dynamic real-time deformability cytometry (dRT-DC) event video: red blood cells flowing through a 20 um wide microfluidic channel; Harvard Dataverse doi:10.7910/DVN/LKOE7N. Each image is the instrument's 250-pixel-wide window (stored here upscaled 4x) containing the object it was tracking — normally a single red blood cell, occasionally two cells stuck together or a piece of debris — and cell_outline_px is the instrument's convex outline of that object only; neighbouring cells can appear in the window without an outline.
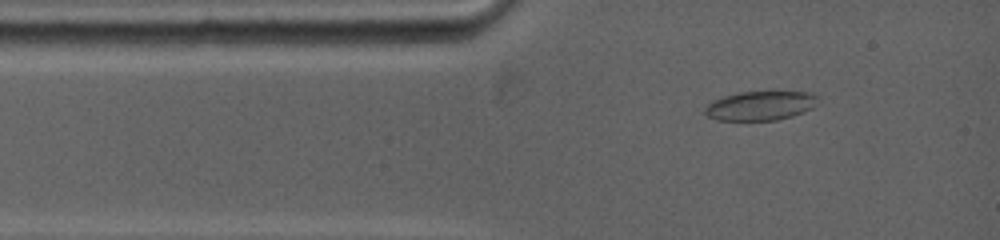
{"species": "common noctule bat (a hibernating species)", "species_latin": "Nyctalus noctula", "temperature_condition": "warm", "stored_images_in_passage": 29, "camera_frame_rate_fps": 5000, "um_per_image_px": 0.085, "animal": {"sex": "female", "body_mass_g": 19.0, "forearm_length_mm": 53.3}, "frame": {"image": 1, "passage_image": 3, "time_ms": 0.8, "image_size_px": [1000, 240], "cell_outline_px": [[820, 104], [804, 112], [792, 116], [776, 120], [716, 120], [708, 116], [704, 112], [704, 108], [712, 100], [724, 96], [740, 92], [808, 92], [816, 96]], "centroid_in_image_um": [64.64, 8.99], "position_along_channel_um": 20.4, "area_um2": 19.25}}
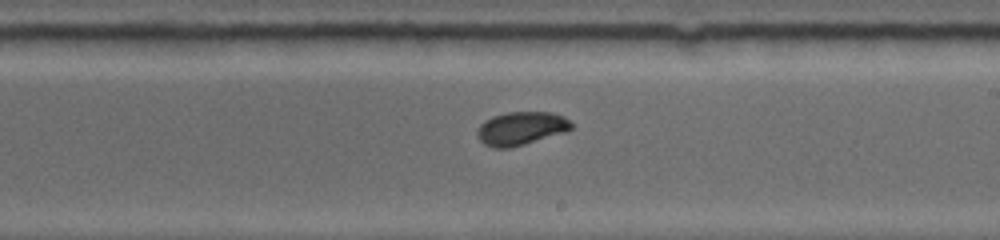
{"frame": {"image": 2, "passage_image": 18, "time_ms": 7.0, "image_size_px": [1000, 240], "cell_outline_px": [[572, 128], [568, 132], [512, 148], [492, 148], [484, 144], [476, 136], [476, 132], [480, 124], [484, 120], [492, 116], [508, 112], [552, 112], [564, 116], [572, 124]], "centroid_in_image_um": [44.29, 10.93], "position_along_channel_um": 244.7, "area_um2": 18.67}}
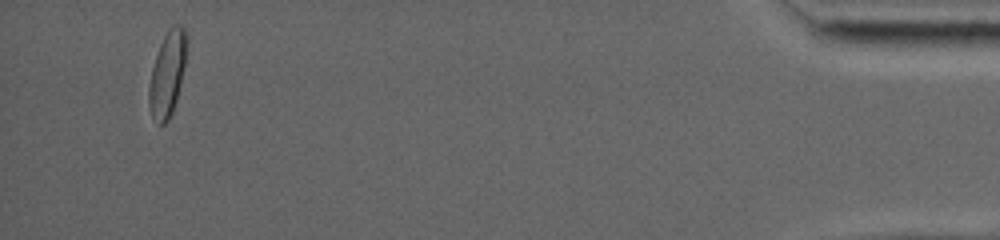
{"frame": {"image": 3, "passage_image": 28, "time_ms": 14.4, "image_size_px": [1000, 240], "cell_outline_px": [[188, 40], [184, 64], [180, 84], [176, 100], [172, 112], [168, 120], [164, 124], [160, 124], [152, 116], [148, 104], [148, 88], [152, 68], [160, 44], [168, 28], [172, 24], [180, 24], [188, 32]], "centroid_in_image_um": [14.23, 6.21], "position_along_channel_um": 421.0, "area_um2": 18.61}, "authors_computed_cell_mechanics": {"area_um2": 18.6116, "velocity_mm_per_s": 3.8943, "shape_relaxation_time_tau1_ms": 5.8622, "shape_relaxation_time_tau2_ms": 0.6821, "deformation_change_tau1": 0.106, "deformation_change_tau2": 0.0402}}